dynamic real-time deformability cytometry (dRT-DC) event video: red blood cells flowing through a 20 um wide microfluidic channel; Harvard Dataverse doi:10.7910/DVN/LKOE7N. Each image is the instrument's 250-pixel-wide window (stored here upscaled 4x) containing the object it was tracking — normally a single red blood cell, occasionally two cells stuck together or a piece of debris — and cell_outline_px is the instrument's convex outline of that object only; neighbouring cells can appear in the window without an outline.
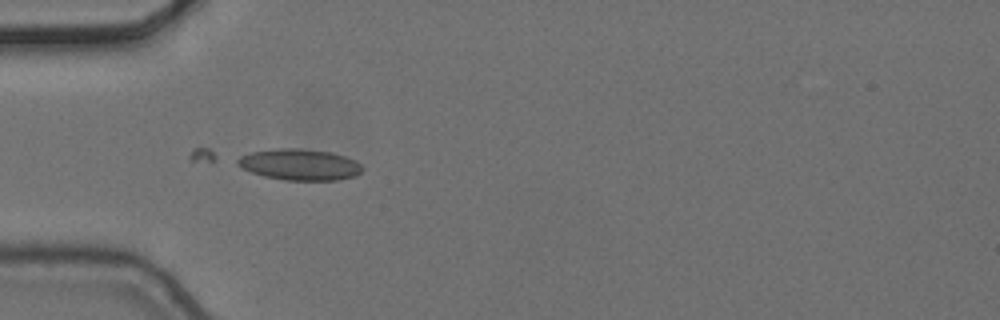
{"species": "common noctule bat (a hibernating species)", "species_latin": "Nyctalus noctula", "temperature_condition": "cold", "stored_images_in_passage": 12, "camera_frame_rate_fps": 3000, "um_per_image_px": 0.085, "animal": {"sex": "female", "body_mass_g": 24.6, "forearm_length_mm": 56.2}, "frame": {"image": 1, "passage_image": 3, "time_ms": 0.667, "image_size_px": [1000, 320], "cell_outline_px": [[364, 168], [356, 176], [336, 180], [288, 180], [264, 176], [252, 172], [236, 164], [232, 160], [240, 156], [252, 152], [276, 148], [300, 148], [332, 152], [356, 160]], "centroid_in_image_um": [25.47, 13.98], "position_along_channel_um": 59.5, "area_um2": 22.77}}
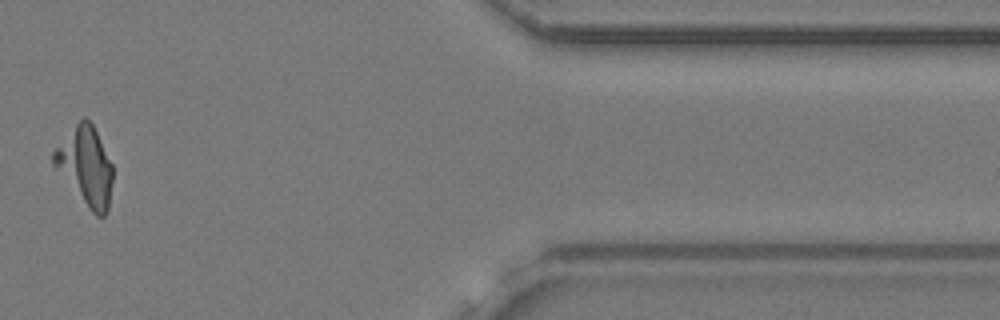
{"frame": {"image": 2, "passage_image": 11, "time_ms": 3.333, "image_size_px": [1000, 320], "cell_outline_px": [[112, 180], [108, 208], [104, 216], [96, 216], [88, 208], [52, 164], [52, 152], [76, 124], [84, 116], [92, 124], [112, 164]], "centroid_in_image_um": [7.27, 14.14], "position_along_channel_um": 404.1, "area_um2": 26.24}}